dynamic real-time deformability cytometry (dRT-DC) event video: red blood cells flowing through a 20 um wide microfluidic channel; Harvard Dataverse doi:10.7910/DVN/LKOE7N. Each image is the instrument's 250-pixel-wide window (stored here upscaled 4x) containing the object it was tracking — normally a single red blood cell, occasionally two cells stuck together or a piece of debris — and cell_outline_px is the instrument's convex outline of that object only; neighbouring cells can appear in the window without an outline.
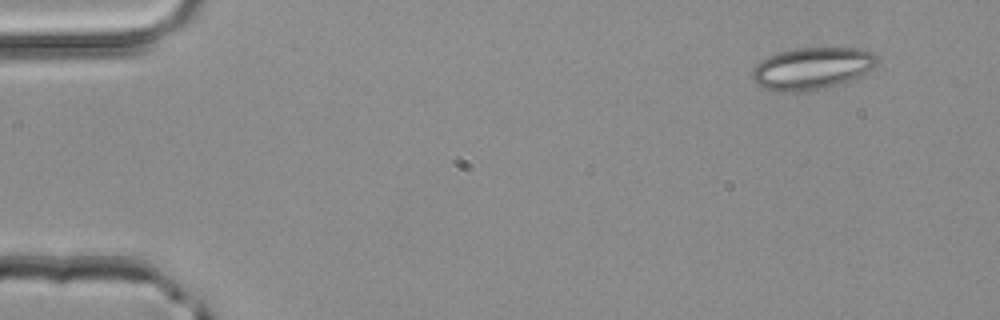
{"species": "common noctule bat (a hibernating species)", "species_latin": "Nyctalus noctula", "temperature_condition": "room temperature", "stored_images_in_passage": 3, "camera_frame_rate_fps": 3000, "um_per_image_px": 0.085, "animal": {"sex": "male", "body_mass_g": 20.4}, "frame": {"image": 1, "passage_image": 1, "time_ms": 0.0, "image_size_px": [1000, 320], "cell_outline_px": [[876, 64], [860, 76], [840, 84], [824, 88], [804, 92], [784, 92], [764, 88], [756, 84], [752, 80], [752, 68], [760, 60], [768, 56], [780, 52], [796, 48], [860, 48], [872, 52], [876, 56]], "centroid_in_image_um": [68.97, 5.82], "position_along_channel_um": 16.0, "area_um2": 30.63}}
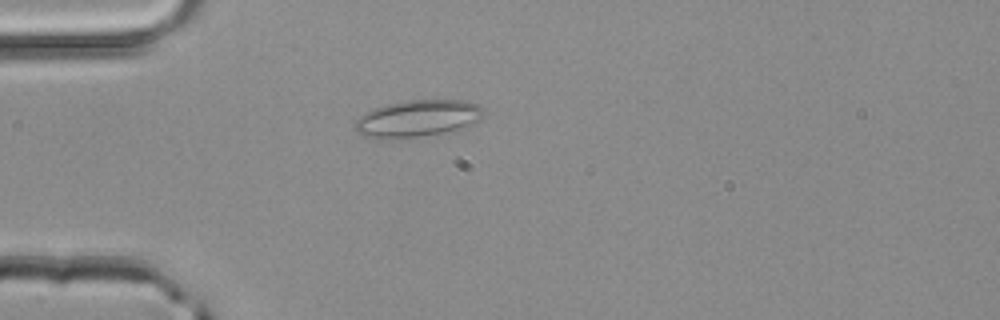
{"frame": {"image": 2, "passage_image": 3, "time_ms": 0.667, "image_size_px": [1000, 320], "cell_outline_px": [[484, 116], [480, 120], [448, 136], [388, 140], [380, 140], [360, 136], [352, 128], [356, 120], [364, 112], [372, 108], [388, 104], [408, 100], [464, 100], [476, 104], [484, 108]], "centroid_in_image_um": [35.49, 10.14], "position_along_channel_um": 49.5, "area_um2": 29.42}}